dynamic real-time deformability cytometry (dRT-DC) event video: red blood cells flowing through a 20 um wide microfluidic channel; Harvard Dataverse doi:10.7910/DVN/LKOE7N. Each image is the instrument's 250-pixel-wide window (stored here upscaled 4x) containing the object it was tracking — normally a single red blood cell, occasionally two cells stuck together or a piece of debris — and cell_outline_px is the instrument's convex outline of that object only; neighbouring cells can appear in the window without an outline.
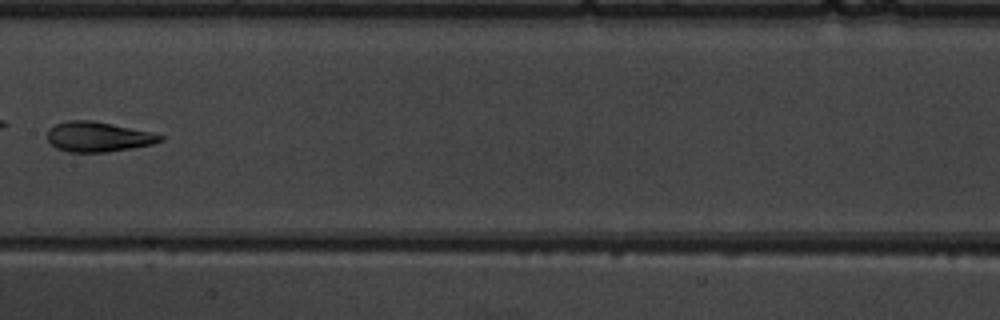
{"species": "common noctule bat (a hibernating species)", "species_latin": "Nyctalus noctula", "temperature_condition": "warm", "stored_images_in_passage": 9, "camera_frame_rate_fps": 3000, "um_per_image_px": 0.085, "animal": {"sex": "male", "body_mass_g": 19.5, "forearm_length_mm": 54.6}, "frame": {"image": 1, "passage_image": 9, "time_ms": 9.333, "image_size_px": [1000, 320], "cell_outline_px": [[164, 140], [152, 144], [132, 148], [108, 152], [68, 152], [56, 148], [48, 140], [48, 128], [56, 124], [68, 120], [92, 120], [112, 124], [148, 132], [164, 136]], "centroid_in_image_um": [8.31, 11.63], "position_along_channel_um": 199.1, "area_um2": 19.59}}